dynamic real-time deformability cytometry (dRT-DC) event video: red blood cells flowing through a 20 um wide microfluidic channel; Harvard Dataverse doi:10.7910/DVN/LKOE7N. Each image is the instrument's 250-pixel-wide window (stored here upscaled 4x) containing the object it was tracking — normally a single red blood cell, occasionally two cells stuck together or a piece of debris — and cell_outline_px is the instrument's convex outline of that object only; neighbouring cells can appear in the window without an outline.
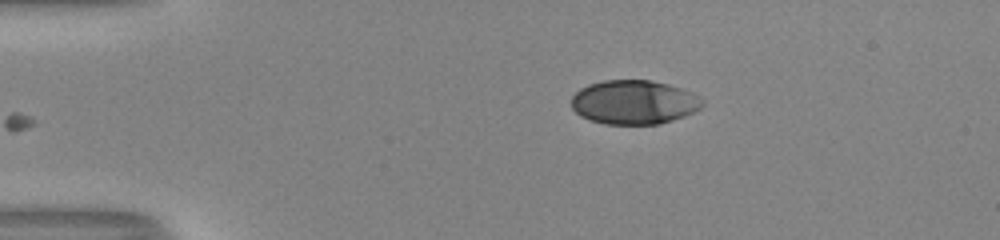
{"species": "human", "species_latin": "Homo sapiens", "temperature_condition": "room temperature", "stored_images_in_passage": 43, "camera_frame_rate_fps": 3000, "um_per_image_px": 0.085, "donor": {"sex": "male"}, "frame": {"image": 1, "passage_image": 1, "time_ms": 0.0, "image_size_px": [1000, 240], "cell_outline_px": [[704, 104], [700, 108], [684, 116], [660, 124], [604, 124], [588, 120], [580, 116], [572, 108], [572, 96], [580, 88], [588, 84], [604, 80], [652, 80], [668, 84], [692, 92], [704, 100]], "centroid_in_image_um": [53.87, 8.69], "position_along_channel_um": 31.1, "area_um2": 33.81}}
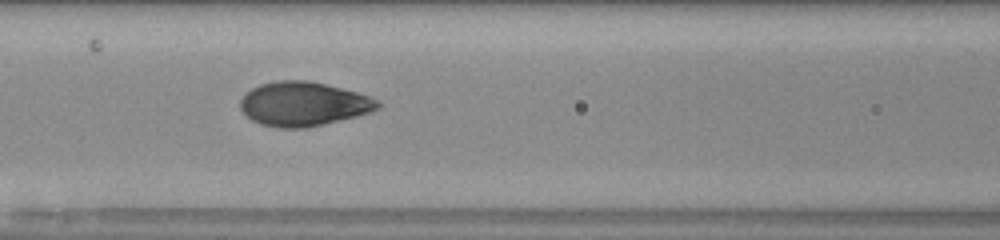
{"frame": {"image": 2, "passage_image": 14, "time_ms": 4.333, "image_size_px": [1000, 240], "cell_outline_px": [[380, 108], [372, 112], [356, 116], [304, 128], [276, 128], [260, 124], [252, 120], [240, 108], [240, 100], [252, 88], [260, 84], [276, 80], [308, 80], [356, 92], [380, 100]], "centroid_in_image_um": [25.79, 8.83], "position_along_channel_um": 140.8, "area_um2": 35.2}}
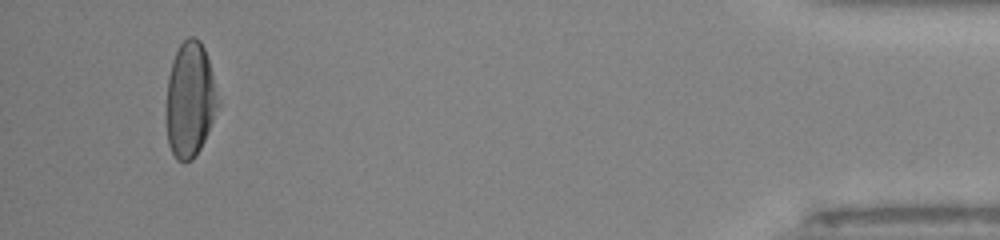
{"frame": {"image": 3, "passage_image": 40, "time_ms": 13.0, "image_size_px": [1000, 240], "cell_outline_px": [[216, 104], [212, 120], [204, 140], [200, 148], [192, 160], [176, 160], [168, 144], [168, 76], [172, 60], [180, 44], [188, 36], [196, 36], [200, 40], [204, 48], [208, 60], [212, 76], [216, 100]], "centroid_in_image_um": [16.12, 8.43], "position_along_channel_um": 419.1, "area_um2": 33.29}, "authors_computed_cell_mechanics": {"area_um2": 35.4314, "velocity_mm_per_s": 4.042, "shape_relaxation_time_tau1_ms": 3.9921, "shape_relaxation_time_tau2_ms": null, "deformation_change_tau1": 0.2061, "deformation_change_tau2": null}}